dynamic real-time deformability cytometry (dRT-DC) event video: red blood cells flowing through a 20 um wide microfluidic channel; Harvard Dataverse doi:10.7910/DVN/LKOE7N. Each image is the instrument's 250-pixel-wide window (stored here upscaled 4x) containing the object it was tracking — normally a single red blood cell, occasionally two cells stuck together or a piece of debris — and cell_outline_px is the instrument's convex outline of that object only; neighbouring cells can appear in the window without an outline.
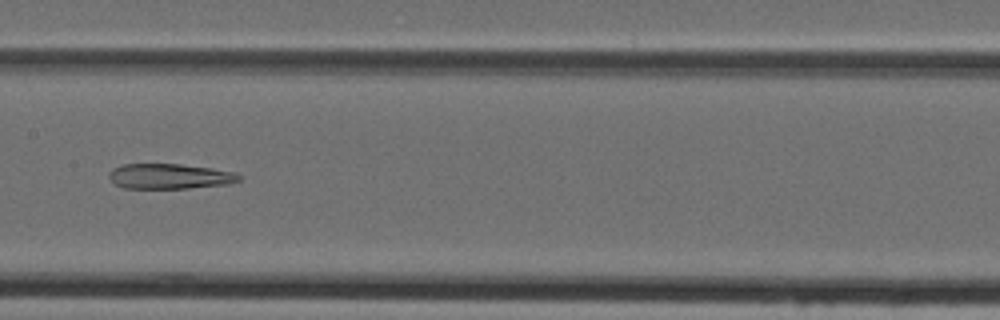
{"species": "Egyptian fruit bat (a non-hibernating species)", "species_latin": "Rousettus aegyptiacus", "temperature_condition": "cold", "stored_images_in_passage": 47, "camera_frame_rate_fps": 3000, "um_per_image_px": 0.085, "animal": {"sex": "female"}, "frame": {"image": 1, "passage_image": 24, "time_ms": 7.667, "image_size_px": [1000, 320], "cell_outline_px": [[240, 180], [228, 184], [188, 188], [124, 188], [116, 184], [108, 176], [108, 172], [112, 168], [124, 164], [180, 164], [212, 168], [232, 172], [240, 176]], "centroid_in_image_um": [14.39, 14.98], "position_along_channel_um": 193.0, "area_um2": 18.96}}
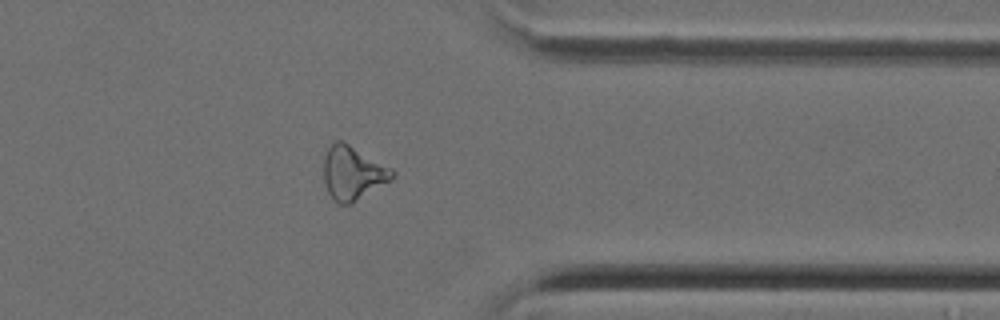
{"frame": {"image": 2, "passage_image": 38, "time_ms": 12.333, "image_size_px": [1000, 320], "cell_outline_px": [[396, 172], [392, 180], [352, 204], [340, 204], [332, 200], [324, 184], [324, 156], [328, 148], [336, 140], [340, 140], [348, 144], [392, 168]], "centroid_in_image_um": [29.99, 14.74], "position_along_channel_um": 381.4, "area_um2": 21.56}}
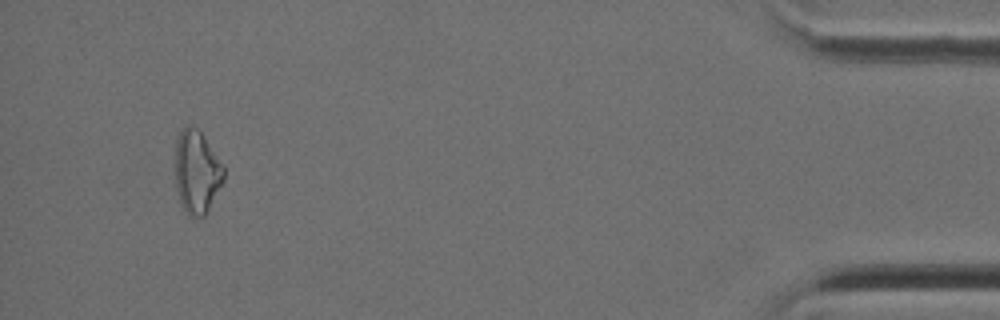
{"frame": {"image": 3, "passage_image": 45, "time_ms": 14.667, "image_size_px": [1000, 320], "cell_outline_px": [[224, 180], [208, 212], [204, 216], [196, 220], [188, 216], [180, 204], [176, 188], [176, 140], [180, 132], [188, 124], [196, 128], [200, 132], [224, 168]], "centroid_in_image_um": [16.72, 14.71], "position_along_channel_um": 418.5, "area_um2": 23.47}}